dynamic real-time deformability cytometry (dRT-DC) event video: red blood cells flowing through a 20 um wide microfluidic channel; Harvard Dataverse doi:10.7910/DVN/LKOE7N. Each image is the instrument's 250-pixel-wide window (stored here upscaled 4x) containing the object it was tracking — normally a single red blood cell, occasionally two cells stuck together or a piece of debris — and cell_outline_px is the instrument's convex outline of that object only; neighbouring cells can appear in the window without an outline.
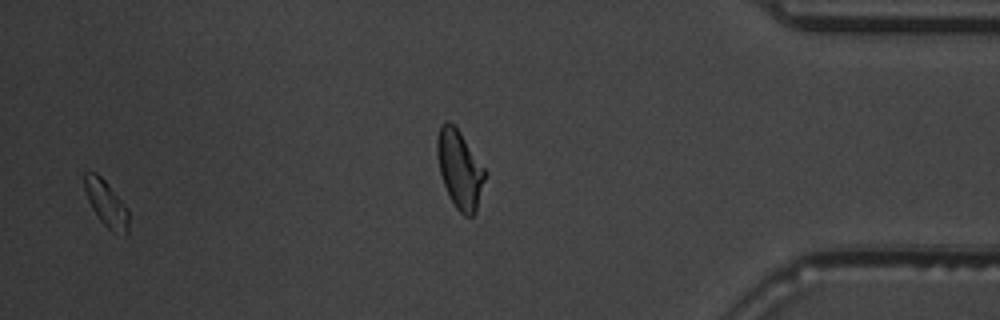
{"species": "common noctule bat (a hibernating species)", "species_latin": "Nyctalus noctula", "temperature_condition": "warm", "stored_images_in_passage": 32, "segment_of_instrument_passage": [2, 2], "camera_frame_rate_fps": 3000, "um_per_image_px": 0.085, "animal": {"sex": "male", "body_mass_g": 19.5, "forearm_length_mm": 54.6}, "frame": {"image": 1, "passage_image": 30, "time_ms": 9.667, "image_size_px": [1000, 320], "cell_outline_px": [[128, 232], [124, 236], [112, 232], [100, 220], [92, 208], [88, 200], [84, 188], [84, 172], [96, 172], [108, 184], [128, 208]], "centroid_in_image_um": [9.04, 17.31], "position_along_channel_um": 426.2, "area_um2": 11.85}}